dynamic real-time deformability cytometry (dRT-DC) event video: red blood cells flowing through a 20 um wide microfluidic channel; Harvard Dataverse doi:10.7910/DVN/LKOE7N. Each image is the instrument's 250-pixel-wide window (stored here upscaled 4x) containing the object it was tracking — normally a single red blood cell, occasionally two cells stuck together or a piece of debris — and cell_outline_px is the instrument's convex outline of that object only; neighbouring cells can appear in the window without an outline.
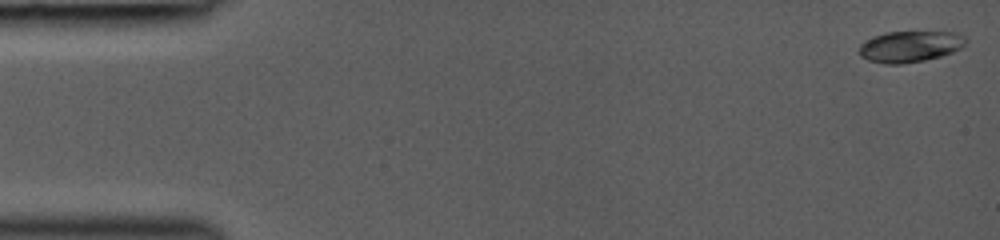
{"species": "common noctule bat (a hibernating species)", "species_latin": "Nyctalus noctula", "temperature_condition": "room temperature", "stored_images_in_passage": 5, "camera_frame_rate_fps": 3000, "um_per_image_px": 0.085, "animal": {"sex": "female", "body_mass_g": 19.0, "forearm_length_mm": 53.3}, "frame": {"image": 1, "passage_image": 1, "time_ms": 0.0, "image_size_px": [1000, 240], "cell_outline_px": [[968, 40], [960, 48], [952, 52], [940, 56], [924, 60], [904, 64], [884, 64], [868, 60], [860, 56], [860, 44], [864, 40], [884, 32], [960, 32]], "centroid_in_image_um": [77.34, 3.95], "position_along_channel_um": 7.7, "area_um2": 19.48}}
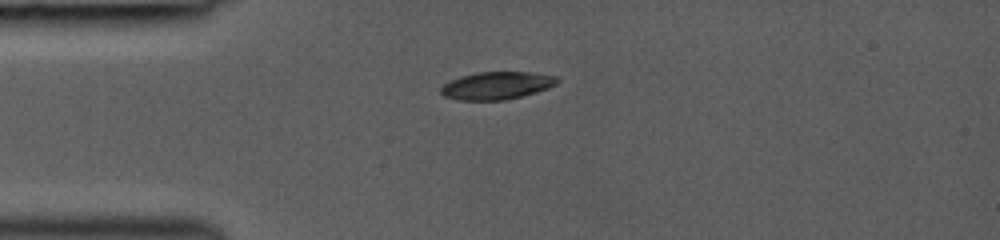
{"frame": {"image": 2, "passage_image": 5, "time_ms": 3.667, "image_size_px": [1000, 240], "cell_outline_px": [[560, 80], [556, 84], [548, 88], [536, 92], [504, 100], [456, 100], [444, 96], [440, 92], [440, 88], [444, 84], [460, 76], [476, 72], [532, 72], [556, 76]], "centroid_in_image_um": [42.21, 7.27], "position_along_channel_um": 42.8, "area_um2": 18.73}}